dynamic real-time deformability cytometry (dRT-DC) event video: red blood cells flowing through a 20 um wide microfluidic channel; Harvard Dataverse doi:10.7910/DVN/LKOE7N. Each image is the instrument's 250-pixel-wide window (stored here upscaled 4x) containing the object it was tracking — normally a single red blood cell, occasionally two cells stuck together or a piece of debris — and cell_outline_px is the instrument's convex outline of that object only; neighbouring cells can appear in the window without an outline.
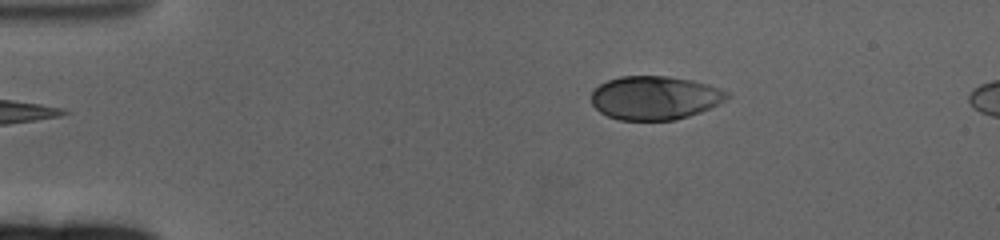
{"species": "human", "species_latin": "Homo sapiens", "temperature_condition": "cold", "stored_images_in_passage": 52, "camera_frame_rate_fps": 3000, "um_per_image_px": 0.085, "donor": {"sex": "female"}, "frame": {"image": 1, "passage_image": 1, "time_ms": 0.0, "image_size_px": [1000, 240], "cell_outline_px": [[732, 96], [700, 112], [676, 120], [620, 120], [608, 116], [600, 112], [592, 104], [592, 92], [600, 84], [608, 80], [620, 76], [668, 76], [692, 80], [708, 84], [728, 92]], "centroid_in_image_um": [55.65, 8.31], "position_along_channel_um": 29.3, "area_um2": 34.39}}
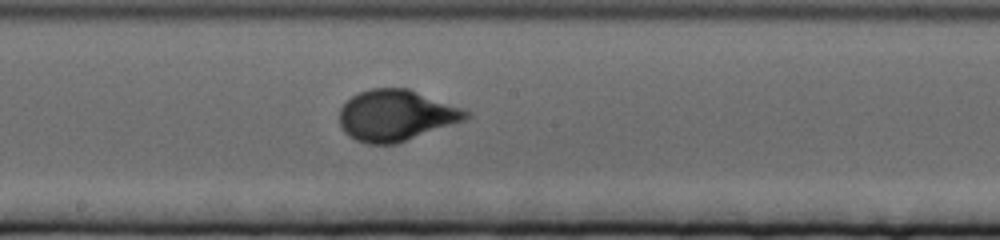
{"frame": {"image": 2, "passage_image": 24, "time_ms": 7.667, "image_size_px": [1000, 240], "cell_outline_px": [[472, 116], [464, 120], [396, 144], [368, 144], [356, 140], [344, 132], [340, 124], [340, 108], [352, 96], [360, 92], [372, 88], [408, 88], [464, 108], [472, 112]], "centroid_in_image_um": [33.69, 9.8], "position_along_channel_um": 214.5, "area_um2": 37.63}}
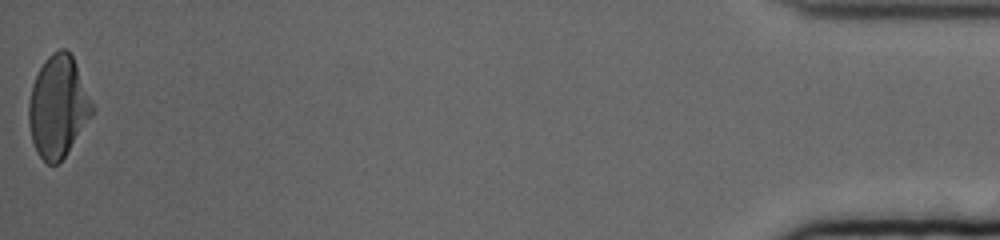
{"frame": {"image": 3, "passage_image": 52, "time_ms": 17.0, "image_size_px": [1000, 240], "cell_outline_px": [[96, 108], [92, 116], [64, 156], [56, 164], [48, 164], [36, 152], [32, 140], [28, 124], [28, 100], [32, 84], [40, 68], [48, 56], [52, 52], [60, 48], [64, 48], [72, 56]], "centroid_in_image_um": [4.93, 9.05], "position_along_channel_um": 430.3, "area_um2": 37.51}, "authors_computed_cell_mechanics": {"area_um2": 35.9805, "velocity_mm_per_s": 3.254, "shape_relaxation_time_tau1_ms": 3.6733, "shape_relaxation_time_tau2_ms": null, "deformation_change_tau1": 0.18, "deformation_change_tau2": null}}